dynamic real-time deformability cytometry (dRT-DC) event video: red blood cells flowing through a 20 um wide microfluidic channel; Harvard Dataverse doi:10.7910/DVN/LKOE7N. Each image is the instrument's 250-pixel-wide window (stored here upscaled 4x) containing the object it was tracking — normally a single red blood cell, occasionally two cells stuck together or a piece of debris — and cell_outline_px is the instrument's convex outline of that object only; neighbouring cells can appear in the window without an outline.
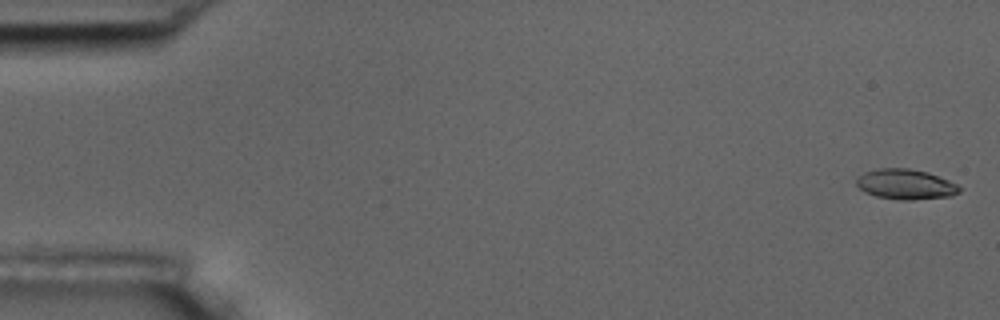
{"species": "common noctule bat (a hibernating species)", "species_latin": "Nyctalus noctula", "temperature_condition": "room temperature", "stored_images_in_passage": 52, "camera_frame_rate_fps": 3000, "um_per_image_px": 0.085, "animal": {"sex": "male", "body_mass_g": 17.5, "forearm_length_mm": 52.3}, "frame": {"image": 1, "passage_image": 2, "time_ms": 0.333, "image_size_px": [1000, 320], "cell_outline_px": [[964, 188], [960, 192], [952, 196], [912, 200], [900, 200], [876, 196], [864, 192], [856, 184], [856, 180], [864, 172], [880, 168], [908, 168], [928, 172], [948, 180]], "centroid_in_image_um": [77.01, 15.67], "position_along_channel_um": 8.0, "area_um2": 18.21}}
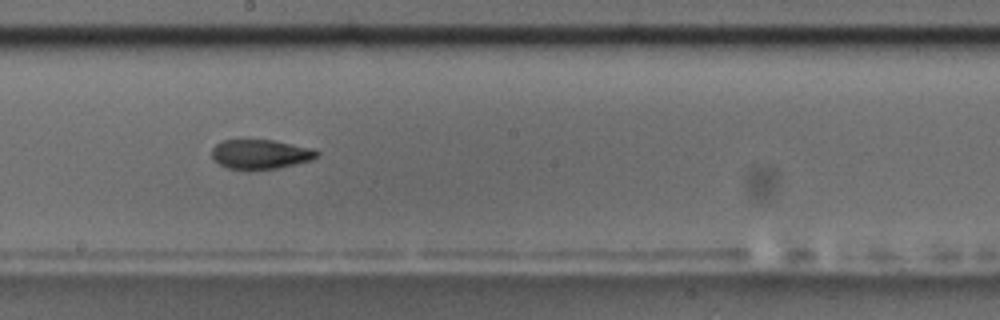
{"frame": {"image": 2, "passage_image": 32, "time_ms": 10.333, "image_size_px": [1000, 320], "cell_outline_px": [[320, 152], [312, 160], [296, 164], [276, 168], [228, 168], [220, 164], [212, 156], [212, 148], [216, 144], [224, 140], [272, 140], [312, 148]], "centroid_in_image_um": [22.16, 13.09], "position_along_channel_um": 226.0, "area_um2": 17.57}}
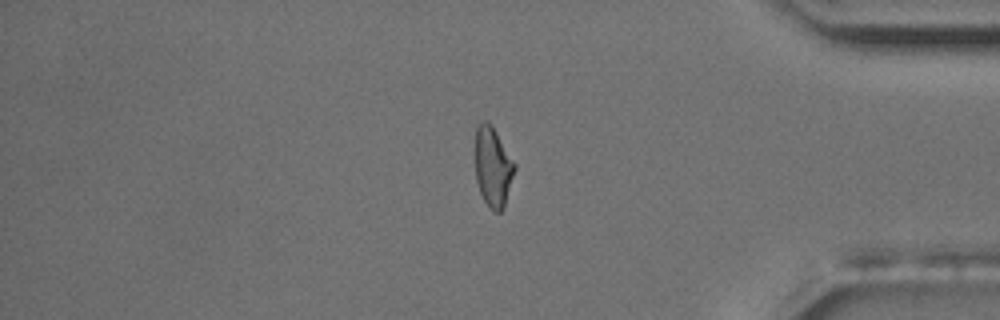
{"frame": {"image": 3, "passage_image": 48, "time_ms": 15.667, "image_size_px": [1000, 320], "cell_outline_px": [[516, 168], [504, 208], [500, 212], [492, 212], [488, 208], [480, 192], [476, 180], [472, 148], [476, 124], [480, 120], [488, 120], [492, 124], [516, 164]], "centroid_in_image_um": [41.84, 14.11], "position_along_channel_um": 393.4, "area_um2": 19.48}, "authors_computed_cell_mechanics": {"area_um2": 18.207, "velocity_mm_per_s": 3.609, "shape_relaxation_time_tau1_ms": null, "shape_relaxation_time_tau2_ms": 2.4985, "deformation_change_tau1": null, "deformation_change_tau2": 0.0868}}